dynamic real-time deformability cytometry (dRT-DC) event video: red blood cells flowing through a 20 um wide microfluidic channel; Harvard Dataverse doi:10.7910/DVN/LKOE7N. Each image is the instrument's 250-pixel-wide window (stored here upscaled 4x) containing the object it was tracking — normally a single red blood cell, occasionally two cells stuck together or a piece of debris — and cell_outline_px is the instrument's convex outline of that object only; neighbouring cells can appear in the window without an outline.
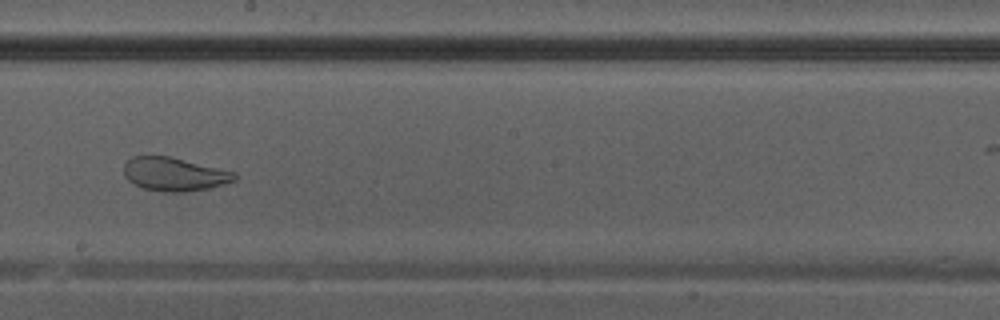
{"species": "Egyptian fruit bat (a non-hibernating species)", "species_latin": "Rousettus aegyptiacus", "temperature_condition": "warm", "stored_images_in_passage": 27, "camera_frame_rate_fps": 3000, "um_per_image_px": 0.085, "animal": {"sex": "male"}, "frame": {"image": 1, "passage_image": 16, "time_ms": 5.0, "image_size_px": [1000, 320], "cell_outline_px": [[236, 180], [224, 184], [208, 188], [184, 192], [164, 192], [144, 188], [128, 180], [124, 176], [124, 164], [132, 156], [168, 156], [236, 172]], "centroid_in_image_um": [14.81, 14.81], "position_along_channel_um": 233.4, "area_um2": 21.44}}